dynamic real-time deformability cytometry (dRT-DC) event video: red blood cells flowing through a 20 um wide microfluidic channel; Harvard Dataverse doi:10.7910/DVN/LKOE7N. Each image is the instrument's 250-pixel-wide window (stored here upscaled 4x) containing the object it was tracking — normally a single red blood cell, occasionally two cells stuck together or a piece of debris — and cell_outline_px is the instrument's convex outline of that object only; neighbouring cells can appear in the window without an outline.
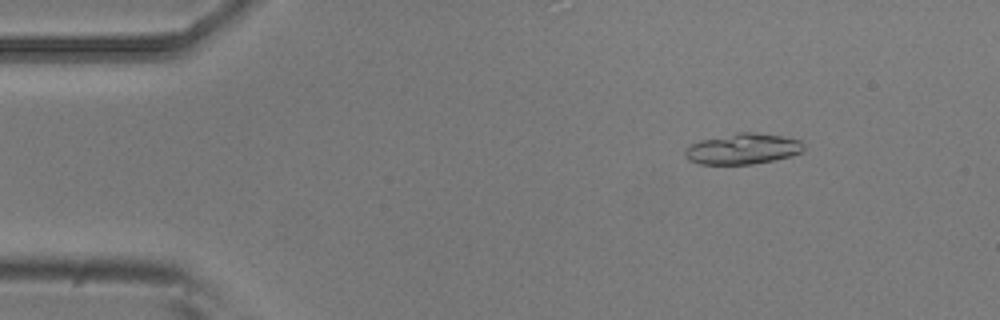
{"species": "common noctule bat (a hibernating species)", "species_latin": "Nyctalus noctula", "temperature_condition": "room temperature", "stored_images_in_passage": 4, "camera_frame_rate_fps": 3000, "um_per_image_px": 0.085, "animal": {"sex": "male", "body_mass_g": 20.5, "forearm_length_mm": 52.5}, "frame": {"image": 1, "passage_image": 1, "time_ms": 0.0, "image_size_px": [1000, 320], "cell_outline_px": [[804, 152], [792, 156], [752, 164], [700, 164], [688, 160], [684, 156], [684, 148], [688, 144], [700, 140], [736, 132], [752, 132], [784, 136], [800, 140], [804, 144]], "centroid_in_image_um": [63.11, 12.64], "position_along_channel_um": 21.9, "area_um2": 21.62}}
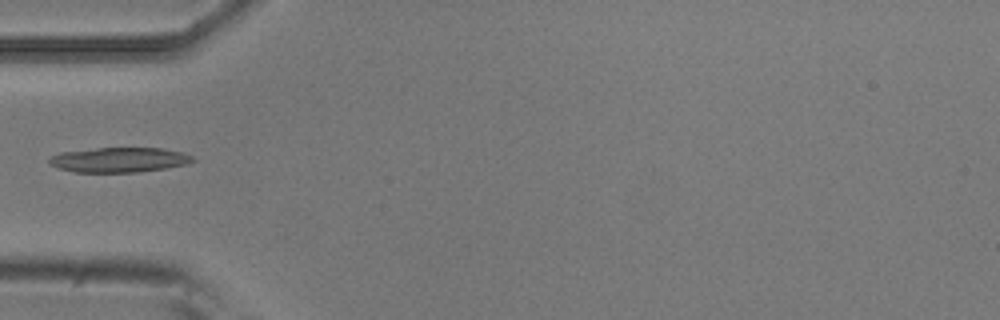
{"frame": {"image": 2, "passage_image": 4, "time_ms": 1.0, "image_size_px": [1000, 320], "cell_outline_px": [[196, 160], [188, 164], [168, 168], [136, 172], [76, 172], [60, 168], [52, 164], [48, 160], [52, 156], [60, 152], [100, 148], [164, 148], [184, 152], [192, 156]], "centroid_in_image_um": [10.22, 13.58], "position_along_channel_um": 74.8, "area_um2": 20.75}}